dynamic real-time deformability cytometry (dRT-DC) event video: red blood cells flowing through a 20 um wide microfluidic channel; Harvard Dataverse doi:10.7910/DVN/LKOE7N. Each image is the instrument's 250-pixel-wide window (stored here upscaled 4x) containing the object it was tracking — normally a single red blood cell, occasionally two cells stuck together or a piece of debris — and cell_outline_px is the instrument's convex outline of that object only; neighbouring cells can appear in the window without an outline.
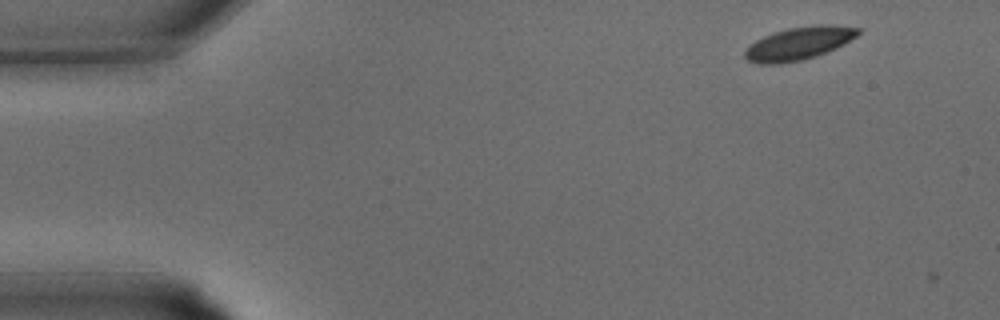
{"species": "common noctule bat (a hibernating species)", "species_latin": "Nyctalus noctula", "temperature_condition": "warm", "stored_images_in_passage": 4, "camera_frame_rate_fps": 3000, "um_per_image_px": 0.085, "animal": {"sex": "male", "body_mass_g": 15.6}, "frame": {"image": 1, "passage_image": 2, "time_ms": 0.333, "image_size_px": [1000, 320], "cell_outline_px": [[860, 32], [856, 36], [844, 44], [836, 48], [816, 56], [800, 60], [780, 64], [760, 64], [748, 60], [744, 56], [744, 52], [756, 40], [772, 32], [788, 28], [820, 24], [828, 24], [860, 28]], "centroid_in_image_um": [67.91, 3.68], "position_along_channel_um": 17.1, "area_um2": 21.56}}